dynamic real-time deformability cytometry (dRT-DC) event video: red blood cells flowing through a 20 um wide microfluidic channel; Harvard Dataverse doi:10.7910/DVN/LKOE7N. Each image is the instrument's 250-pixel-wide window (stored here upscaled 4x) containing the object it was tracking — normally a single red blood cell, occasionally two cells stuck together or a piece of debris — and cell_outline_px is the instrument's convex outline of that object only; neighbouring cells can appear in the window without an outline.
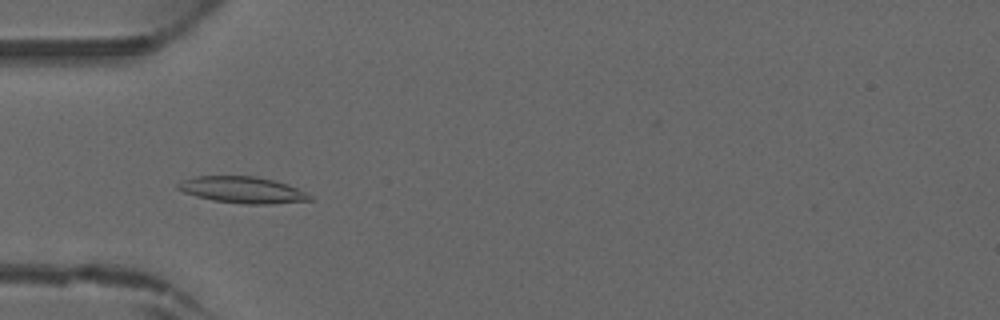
{"species": "common noctule bat (a hibernating species)", "species_latin": "Nyctalus noctula", "temperature_condition": "warm", "stored_images_in_passage": 45, "camera_frame_rate_fps": 3000, "um_per_image_px": 0.085, "animal": {"sex": "male", "forearm_length_mm": 52.5}, "frame": {"image": 1, "passage_image": 14, "time_ms": 4.333, "image_size_px": [1000, 320], "cell_outline_px": [[312, 200], [272, 204], [244, 204], [212, 200], [196, 196], [184, 192], [176, 188], [176, 184], [184, 180], [196, 176], [256, 176], [288, 184], [308, 192], [312, 196]], "centroid_in_image_um": [20.64, 16.14], "position_along_channel_um": 64.4, "area_um2": 20.4}}
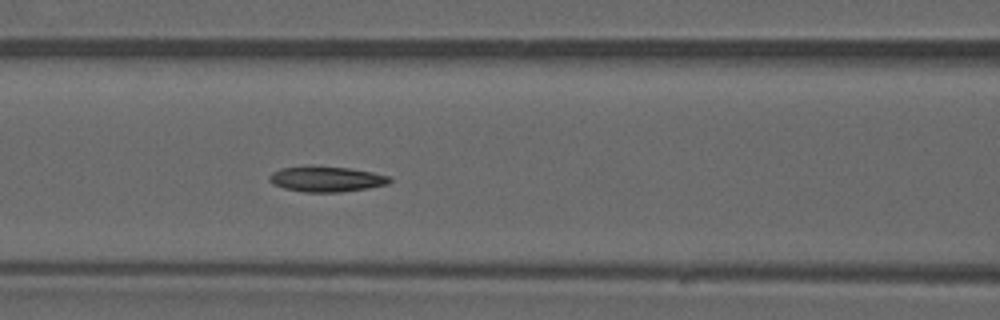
{"frame": {"image": 2, "passage_image": 19, "time_ms": 6.0, "image_size_px": [1000, 320], "cell_outline_px": [[392, 180], [388, 184], [368, 188], [340, 192], [304, 192], [284, 188], [272, 184], [268, 180], [268, 176], [272, 172], [280, 168], [348, 168], [372, 172], [388, 176]], "centroid_in_image_um": [27.74, 15.26], "position_along_channel_um": 138.9, "area_um2": 17.22}}
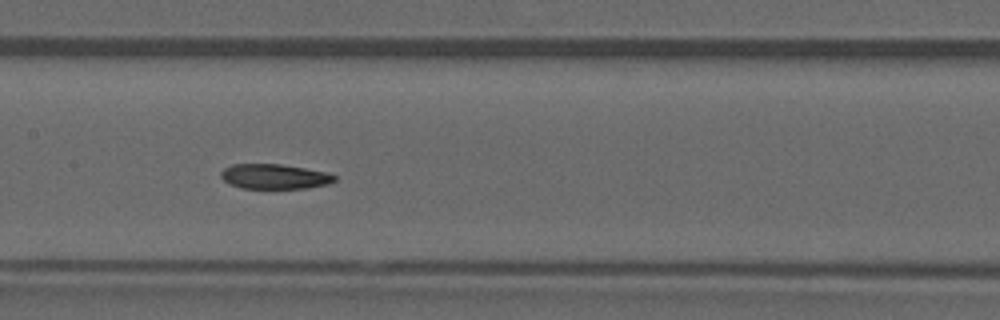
{"frame": {"image": 3, "passage_image": 22, "time_ms": 7.0, "image_size_px": [1000, 320], "cell_outline_px": [[336, 180], [328, 184], [308, 188], [240, 188], [228, 184], [220, 176], [220, 172], [224, 168], [232, 164], [280, 164], [304, 168], [324, 172], [336, 176]], "centroid_in_image_um": [23.29, 15.0], "position_along_channel_um": 184.1, "area_um2": 16.47}}